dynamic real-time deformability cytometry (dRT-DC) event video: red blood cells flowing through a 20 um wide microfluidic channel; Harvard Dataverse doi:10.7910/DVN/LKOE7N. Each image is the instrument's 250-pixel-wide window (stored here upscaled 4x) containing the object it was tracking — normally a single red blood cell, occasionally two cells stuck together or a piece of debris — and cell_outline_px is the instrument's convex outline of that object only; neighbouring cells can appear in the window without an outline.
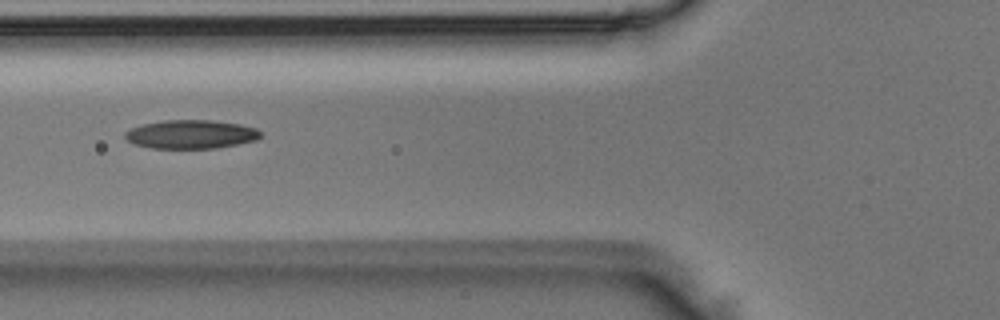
{"species": "Egyptian fruit bat (a non-hibernating species)", "species_latin": "Rousettus aegyptiacus", "temperature_condition": "room temperature", "stored_images_in_passage": 2, "camera_frame_rate_fps": 3000, "um_per_image_px": 0.085, "animal": {"sex": "male"}, "frame": {"image": 1, "passage_image": 2, "time_ms": 0.333, "image_size_px": [1000, 320], "cell_outline_px": [[260, 136], [256, 140], [216, 148], [152, 148], [132, 144], [124, 136], [124, 132], [132, 128], [144, 124], [164, 120], [208, 120], [240, 124], [256, 128], [260, 132]], "centroid_in_image_um": [16.2, 11.42], "position_along_channel_um": 109.6, "area_um2": 22.48}}